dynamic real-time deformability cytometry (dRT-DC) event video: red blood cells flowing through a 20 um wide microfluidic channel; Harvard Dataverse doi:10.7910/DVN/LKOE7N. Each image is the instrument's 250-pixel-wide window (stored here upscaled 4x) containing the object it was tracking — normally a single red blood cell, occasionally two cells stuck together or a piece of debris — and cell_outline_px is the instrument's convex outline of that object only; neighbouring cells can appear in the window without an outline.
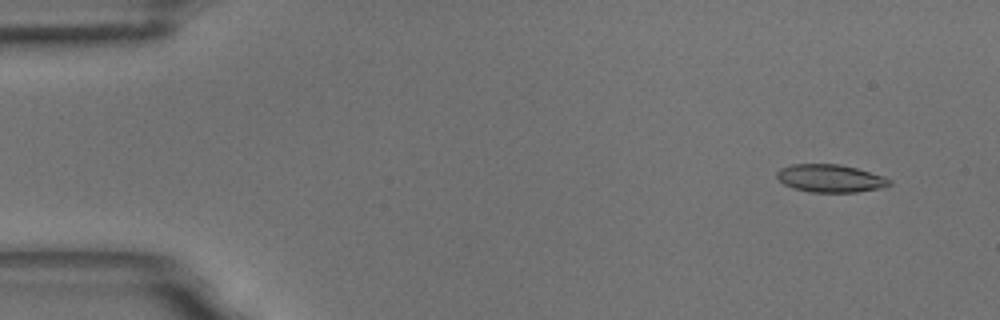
{"species": "common noctule bat (a hibernating species)", "species_latin": "Nyctalus noctula", "temperature_condition": "room temperature", "stored_images_in_passage": 55, "camera_frame_rate_fps": 3000, "um_per_image_px": 0.085, "animal": {"sex": "male", "body_mass_g": 18.8}, "frame": {"image": 1, "passage_image": 4, "time_ms": 1.0, "image_size_px": [1000, 320], "cell_outline_px": [[892, 184], [880, 188], [856, 192], [808, 192], [792, 188], [784, 184], [776, 176], [776, 172], [780, 168], [792, 164], [840, 164], [856, 168], [884, 176], [892, 180]], "centroid_in_image_um": [70.57, 15.16], "position_along_channel_um": 14.4, "area_um2": 18.32}}
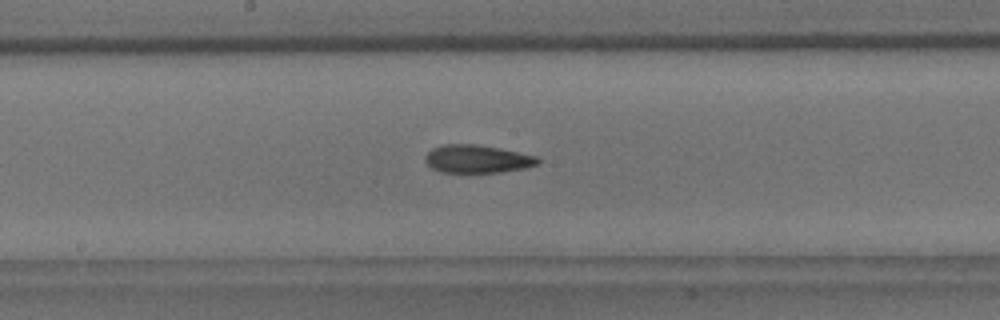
{"frame": {"image": 2, "passage_image": 29, "time_ms": 9.333, "image_size_px": [1000, 320], "cell_outline_px": [[540, 160], [536, 164], [524, 168], [500, 172], [440, 172], [432, 168], [424, 160], [424, 156], [432, 148], [440, 144], [476, 144], [500, 148], [536, 156]], "centroid_in_image_um": [40.51, 13.5], "position_along_channel_um": 207.7, "area_um2": 18.32}}
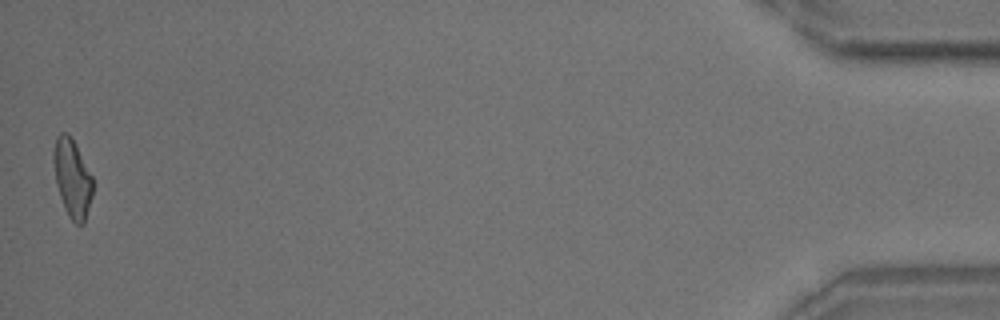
{"frame": {"image": 3, "passage_image": 55, "time_ms": 18.0, "image_size_px": [1000, 320], "cell_outline_px": [[92, 196], [84, 224], [76, 224], [68, 216], [64, 208], [56, 184], [52, 160], [52, 152], [56, 136], [60, 132], [68, 132], [76, 144], [92, 176]], "centroid_in_image_um": [6.12, 15.11], "position_along_channel_um": 429.1, "area_um2": 18.09}, "authors_computed_cell_mechanics": {"area_um2": 18.3804, "velocity_mm_per_s": 3.6378, "shape_relaxation_time_tau1_ms": 9.2882, "shape_relaxation_time_tau2_ms": 4.8891, "deformation_change_tau1": 0.2248, "deformation_change_tau2": 0.1434}}